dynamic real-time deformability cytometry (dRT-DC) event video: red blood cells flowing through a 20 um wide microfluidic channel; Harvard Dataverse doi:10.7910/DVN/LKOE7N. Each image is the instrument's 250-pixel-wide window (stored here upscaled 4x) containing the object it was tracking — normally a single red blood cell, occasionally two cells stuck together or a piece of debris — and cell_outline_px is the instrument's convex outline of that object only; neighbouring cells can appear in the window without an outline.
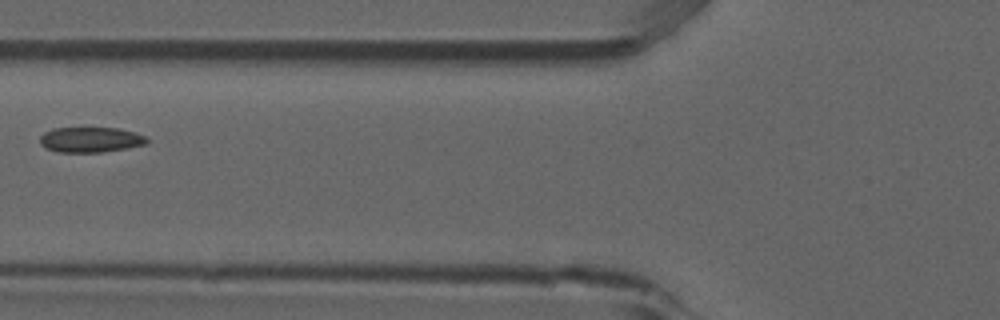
{"species": "common noctule bat (a hibernating species)", "species_latin": "Nyctalus noctula", "temperature_condition": "room temperature", "stored_images_in_passage": 5, "camera_frame_rate_fps": 3000, "um_per_image_px": 0.085, "animal": {"sex": "male", "forearm_length_mm": 52.5}, "frame": {"image": 1, "passage_image": 5, "time_ms": 1.333, "image_size_px": [1000, 320], "cell_outline_px": [[148, 140], [144, 144], [124, 148], [100, 152], [60, 152], [48, 148], [40, 144], [40, 136], [44, 132], [52, 128], [120, 128], [136, 132], [144, 136]], "centroid_in_image_um": [7.67, 11.86], "position_along_channel_um": 118.1, "area_um2": 15.55}}